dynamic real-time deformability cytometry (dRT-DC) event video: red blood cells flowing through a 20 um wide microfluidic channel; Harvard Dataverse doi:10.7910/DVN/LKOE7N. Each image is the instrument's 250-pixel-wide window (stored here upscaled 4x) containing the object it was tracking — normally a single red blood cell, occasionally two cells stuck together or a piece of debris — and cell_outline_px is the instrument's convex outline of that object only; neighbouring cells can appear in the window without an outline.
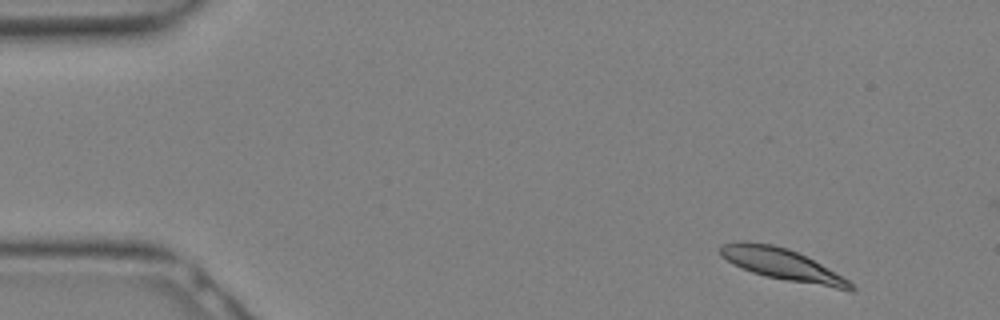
{"species": "Egyptian fruit bat (a non-hibernating species)", "species_latin": "Rousettus aegyptiacus", "temperature_condition": "warm", "stored_images_in_passage": 6, "camera_frame_rate_fps": 3000, "um_per_image_px": 0.085, "animal": {"sex": "female"}, "frame": {"image": 1, "passage_image": 2, "time_ms": 0.333, "image_size_px": [1000, 320], "cell_outline_px": [[856, 288], [852, 292], [848, 292], [764, 276], [752, 272], [732, 264], [720, 256], [720, 244], [736, 240], [744, 240], [772, 244], [788, 248], [820, 264], [848, 280]], "centroid_in_image_um": [66.46, 22.49], "position_along_channel_um": 18.5, "area_um2": 24.33}}